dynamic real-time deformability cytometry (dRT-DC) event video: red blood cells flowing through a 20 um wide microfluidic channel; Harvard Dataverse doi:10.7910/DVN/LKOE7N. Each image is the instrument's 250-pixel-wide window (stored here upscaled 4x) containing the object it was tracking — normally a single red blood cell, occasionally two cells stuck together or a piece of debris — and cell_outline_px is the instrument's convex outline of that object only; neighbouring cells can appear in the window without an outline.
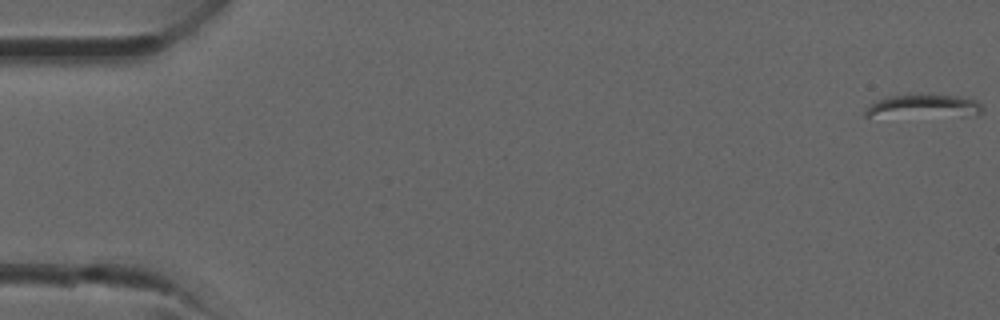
{"species": "common noctule bat (a hibernating species)", "species_latin": "Nyctalus noctula", "temperature_condition": "room temperature", "stored_images_in_passage": 1, "camera_frame_rate_fps": 3000, "um_per_image_px": 0.085, "animal": {"sex": "male", "forearm_length_mm": 52.5}, "frame": {"image": 1, "passage_image": 1, "time_ms": 0.0, "image_size_px": [1000, 320], "cell_outline_px": [[984, 108], [976, 116], [864, 116], [864, 108], [876, 100], [884, 96], [908, 92], [928, 92], [960, 96], [976, 100]], "centroid_in_image_um": [78.48, 8.97], "position_along_channel_um": 6.5, "area_um2": 16.99}}